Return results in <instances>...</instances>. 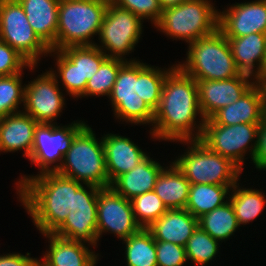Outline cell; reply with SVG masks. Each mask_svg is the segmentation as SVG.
<instances>
[{"label": "cell", "instance_id": "6da1fadb", "mask_svg": "<svg viewBox=\"0 0 266 266\" xmlns=\"http://www.w3.org/2000/svg\"><path fill=\"white\" fill-rule=\"evenodd\" d=\"M197 116L201 119H197ZM204 123L197 82L176 65L165 78L160 103L150 128L151 138L168 142L199 140Z\"/></svg>", "mask_w": 266, "mask_h": 266}, {"label": "cell", "instance_id": "7a4b0ae2", "mask_svg": "<svg viewBox=\"0 0 266 266\" xmlns=\"http://www.w3.org/2000/svg\"><path fill=\"white\" fill-rule=\"evenodd\" d=\"M176 66L158 68L129 59L119 70L112 92L113 114L122 122L152 126L167 74ZM167 69V70H166Z\"/></svg>", "mask_w": 266, "mask_h": 266}, {"label": "cell", "instance_id": "3957f363", "mask_svg": "<svg viewBox=\"0 0 266 266\" xmlns=\"http://www.w3.org/2000/svg\"><path fill=\"white\" fill-rule=\"evenodd\" d=\"M20 177L16 182L17 198L40 233H54L66 220L74 194L83 184L57 172Z\"/></svg>", "mask_w": 266, "mask_h": 266}, {"label": "cell", "instance_id": "277c9868", "mask_svg": "<svg viewBox=\"0 0 266 266\" xmlns=\"http://www.w3.org/2000/svg\"><path fill=\"white\" fill-rule=\"evenodd\" d=\"M92 128L85 124L74 136L58 174L84 185L109 188L102 137L99 140Z\"/></svg>", "mask_w": 266, "mask_h": 266}, {"label": "cell", "instance_id": "5b68a950", "mask_svg": "<svg viewBox=\"0 0 266 266\" xmlns=\"http://www.w3.org/2000/svg\"><path fill=\"white\" fill-rule=\"evenodd\" d=\"M187 47L186 61L176 65L195 80H225L241 74L227 37L219 29L193 41Z\"/></svg>", "mask_w": 266, "mask_h": 266}, {"label": "cell", "instance_id": "8992f818", "mask_svg": "<svg viewBox=\"0 0 266 266\" xmlns=\"http://www.w3.org/2000/svg\"><path fill=\"white\" fill-rule=\"evenodd\" d=\"M109 0H60L56 50L92 46L99 35Z\"/></svg>", "mask_w": 266, "mask_h": 266}, {"label": "cell", "instance_id": "52a82bcc", "mask_svg": "<svg viewBox=\"0 0 266 266\" xmlns=\"http://www.w3.org/2000/svg\"><path fill=\"white\" fill-rule=\"evenodd\" d=\"M219 11L211 0H186L164 8L154 25L168 38L184 40L189 45L218 29Z\"/></svg>", "mask_w": 266, "mask_h": 266}, {"label": "cell", "instance_id": "ba28073f", "mask_svg": "<svg viewBox=\"0 0 266 266\" xmlns=\"http://www.w3.org/2000/svg\"><path fill=\"white\" fill-rule=\"evenodd\" d=\"M177 142L187 144L188 149L173 163L190 184L235 185L240 181L242 170L230 159L211 151L201 140Z\"/></svg>", "mask_w": 266, "mask_h": 266}, {"label": "cell", "instance_id": "9c48e42d", "mask_svg": "<svg viewBox=\"0 0 266 266\" xmlns=\"http://www.w3.org/2000/svg\"><path fill=\"white\" fill-rule=\"evenodd\" d=\"M49 54L55 56L57 65V72L50 68V73L56 79H61L69 96L78 99L85 92L87 81L107 58V55L95 45L70 46L62 50H50Z\"/></svg>", "mask_w": 266, "mask_h": 266}, {"label": "cell", "instance_id": "30bf717a", "mask_svg": "<svg viewBox=\"0 0 266 266\" xmlns=\"http://www.w3.org/2000/svg\"><path fill=\"white\" fill-rule=\"evenodd\" d=\"M142 26L141 17L109 1L98 35L101 45L96 43L95 46L101 49L108 58L127 62L128 59L125 57L135 50V45L143 33Z\"/></svg>", "mask_w": 266, "mask_h": 266}, {"label": "cell", "instance_id": "8fae6325", "mask_svg": "<svg viewBox=\"0 0 266 266\" xmlns=\"http://www.w3.org/2000/svg\"><path fill=\"white\" fill-rule=\"evenodd\" d=\"M0 40L32 65H37L40 57L48 56L51 50L34 32L17 0H0Z\"/></svg>", "mask_w": 266, "mask_h": 266}, {"label": "cell", "instance_id": "7c38bea8", "mask_svg": "<svg viewBox=\"0 0 266 266\" xmlns=\"http://www.w3.org/2000/svg\"><path fill=\"white\" fill-rule=\"evenodd\" d=\"M258 128L259 124L240 123L227 126L213 124L206 119L199 140L211 151L230 159L243 171L246 154L250 152L252 159L255 153Z\"/></svg>", "mask_w": 266, "mask_h": 266}, {"label": "cell", "instance_id": "4fadbf2b", "mask_svg": "<svg viewBox=\"0 0 266 266\" xmlns=\"http://www.w3.org/2000/svg\"><path fill=\"white\" fill-rule=\"evenodd\" d=\"M85 124V121L74 120L71 124L64 126H58V124L37 125L29 161L39 167V174L56 172L59 169L75 134Z\"/></svg>", "mask_w": 266, "mask_h": 266}, {"label": "cell", "instance_id": "5bb4252c", "mask_svg": "<svg viewBox=\"0 0 266 266\" xmlns=\"http://www.w3.org/2000/svg\"><path fill=\"white\" fill-rule=\"evenodd\" d=\"M101 189L93 185H83L74 194L73 206L69 208L66 220L54 234L97 248V200Z\"/></svg>", "mask_w": 266, "mask_h": 266}, {"label": "cell", "instance_id": "9a60e30c", "mask_svg": "<svg viewBox=\"0 0 266 266\" xmlns=\"http://www.w3.org/2000/svg\"><path fill=\"white\" fill-rule=\"evenodd\" d=\"M59 83L61 82L47 70L28 84H24L22 111L32 116L39 124H57L56 119L61 116L66 104Z\"/></svg>", "mask_w": 266, "mask_h": 266}, {"label": "cell", "instance_id": "2e32d148", "mask_svg": "<svg viewBox=\"0 0 266 266\" xmlns=\"http://www.w3.org/2000/svg\"><path fill=\"white\" fill-rule=\"evenodd\" d=\"M141 229L137 223L132 204L111 187L102 188L97 200L98 241L102 234L110 232L120 240L127 239Z\"/></svg>", "mask_w": 266, "mask_h": 266}, {"label": "cell", "instance_id": "e0dca14e", "mask_svg": "<svg viewBox=\"0 0 266 266\" xmlns=\"http://www.w3.org/2000/svg\"><path fill=\"white\" fill-rule=\"evenodd\" d=\"M199 106L204 119H209L219 109L232 104L248 91L256 81L250 76L225 80H196Z\"/></svg>", "mask_w": 266, "mask_h": 266}, {"label": "cell", "instance_id": "ac0fdd59", "mask_svg": "<svg viewBox=\"0 0 266 266\" xmlns=\"http://www.w3.org/2000/svg\"><path fill=\"white\" fill-rule=\"evenodd\" d=\"M218 29L225 37L266 33V0L236 3L220 11Z\"/></svg>", "mask_w": 266, "mask_h": 266}, {"label": "cell", "instance_id": "d6986e66", "mask_svg": "<svg viewBox=\"0 0 266 266\" xmlns=\"http://www.w3.org/2000/svg\"><path fill=\"white\" fill-rule=\"evenodd\" d=\"M227 40L238 71L260 81L266 71V33L227 37Z\"/></svg>", "mask_w": 266, "mask_h": 266}, {"label": "cell", "instance_id": "ffe728a7", "mask_svg": "<svg viewBox=\"0 0 266 266\" xmlns=\"http://www.w3.org/2000/svg\"><path fill=\"white\" fill-rule=\"evenodd\" d=\"M42 235L49 239L50 245L43 258L38 260L40 266H96L99 255L89 249L90 245L54 233Z\"/></svg>", "mask_w": 266, "mask_h": 266}, {"label": "cell", "instance_id": "44dd1931", "mask_svg": "<svg viewBox=\"0 0 266 266\" xmlns=\"http://www.w3.org/2000/svg\"><path fill=\"white\" fill-rule=\"evenodd\" d=\"M102 142L110 183L121 174L131 171L148 156L130 138L119 134H104Z\"/></svg>", "mask_w": 266, "mask_h": 266}, {"label": "cell", "instance_id": "7402d4cb", "mask_svg": "<svg viewBox=\"0 0 266 266\" xmlns=\"http://www.w3.org/2000/svg\"><path fill=\"white\" fill-rule=\"evenodd\" d=\"M38 124L23 111L0 118V152L24 150L23 156L29 159Z\"/></svg>", "mask_w": 266, "mask_h": 266}, {"label": "cell", "instance_id": "603a6c76", "mask_svg": "<svg viewBox=\"0 0 266 266\" xmlns=\"http://www.w3.org/2000/svg\"><path fill=\"white\" fill-rule=\"evenodd\" d=\"M209 120L213 124L227 126L240 123L260 124L264 120L260 81H257L238 100L215 112Z\"/></svg>", "mask_w": 266, "mask_h": 266}, {"label": "cell", "instance_id": "cb8c5ba5", "mask_svg": "<svg viewBox=\"0 0 266 266\" xmlns=\"http://www.w3.org/2000/svg\"><path fill=\"white\" fill-rule=\"evenodd\" d=\"M197 227L198 218L183 208L168 209L147 229L155 241L171 242L185 247Z\"/></svg>", "mask_w": 266, "mask_h": 266}, {"label": "cell", "instance_id": "d4e9b609", "mask_svg": "<svg viewBox=\"0 0 266 266\" xmlns=\"http://www.w3.org/2000/svg\"><path fill=\"white\" fill-rule=\"evenodd\" d=\"M159 161L153 160L149 155L131 171L118 176L112 183L111 188L127 200L153 191L157 178L164 169Z\"/></svg>", "mask_w": 266, "mask_h": 266}, {"label": "cell", "instance_id": "484cf974", "mask_svg": "<svg viewBox=\"0 0 266 266\" xmlns=\"http://www.w3.org/2000/svg\"><path fill=\"white\" fill-rule=\"evenodd\" d=\"M17 1L22 6L34 32L51 50H56L60 0Z\"/></svg>", "mask_w": 266, "mask_h": 266}, {"label": "cell", "instance_id": "4316f807", "mask_svg": "<svg viewBox=\"0 0 266 266\" xmlns=\"http://www.w3.org/2000/svg\"><path fill=\"white\" fill-rule=\"evenodd\" d=\"M190 182L178 167L171 162L159 174L154 192L167 209H183L188 201Z\"/></svg>", "mask_w": 266, "mask_h": 266}, {"label": "cell", "instance_id": "83f0119b", "mask_svg": "<svg viewBox=\"0 0 266 266\" xmlns=\"http://www.w3.org/2000/svg\"><path fill=\"white\" fill-rule=\"evenodd\" d=\"M233 186L234 185L190 184L188 201L185 209L194 217L200 218L202 215L226 203Z\"/></svg>", "mask_w": 266, "mask_h": 266}, {"label": "cell", "instance_id": "f1b7e54d", "mask_svg": "<svg viewBox=\"0 0 266 266\" xmlns=\"http://www.w3.org/2000/svg\"><path fill=\"white\" fill-rule=\"evenodd\" d=\"M239 184L237 182L232 187L229 201L234 208L238 224L241 226L254 221L263 212L266 206V196L259 189L243 188Z\"/></svg>", "mask_w": 266, "mask_h": 266}, {"label": "cell", "instance_id": "f546056e", "mask_svg": "<svg viewBox=\"0 0 266 266\" xmlns=\"http://www.w3.org/2000/svg\"><path fill=\"white\" fill-rule=\"evenodd\" d=\"M198 226L220 243L228 240L240 227L229 199L198 218Z\"/></svg>", "mask_w": 266, "mask_h": 266}, {"label": "cell", "instance_id": "4dcf8cb0", "mask_svg": "<svg viewBox=\"0 0 266 266\" xmlns=\"http://www.w3.org/2000/svg\"><path fill=\"white\" fill-rule=\"evenodd\" d=\"M122 242L125 244L127 266H158L156 241L147 228H141Z\"/></svg>", "mask_w": 266, "mask_h": 266}, {"label": "cell", "instance_id": "1f68e13d", "mask_svg": "<svg viewBox=\"0 0 266 266\" xmlns=\"http://www.w3.org/2000/svg\"><path fill=\"white\" fill-rule=\"evenodd\" d=\"M126 63L121 59L106 58L98 71L87 81L85 92L79 97H109L120 68Z\"/></svg>", "mask_w": 266, "mask_h": 266}, {"label": "cell", "instance_id": "d6a6232c", "mask_svg": "<svg viewBox=\"0 0 266 266\" xmlns=\"http://www.w3.org/2000/svg\"><path fill=\"white\" fill-rule=\"evenodd\" d=\"M220 245L218 240L198 226L185 246L187 261H191L197 266H206L217 257Z\"/></svg>", "mask_w": 266, "mask_h": 266}, {"label": "cell", "instance_id": "836d02e7", "mask_svg": "<svg viewBox=\"0 0 266 266\" xmlns=\"http://www.w3.org/2000/svg\"><path fill=\"white\" fill-rule=\"evenodd\" d=\"M22 74L0 76V118L22 111L19 109L21 104L24 105L25 95Z\"/></svg>", "mask_w": 266, "mask_h": 266}, {"label": "cell", "instance_id": "e575fe53", "mask_svg": "<svg viewBox=\"0 0 266 266\" xmlns=\"http://www.w3.org/2000/svg\"><path fill=\"white\" fill-rule=\"evenodd\" d=\"M130 201L135 219L141 228L149 227L168 210L154 190L136 196Z\"/></svg>", "mask_w": 266, "mask_h": 266}, {"label": "cell", "instance_id": "d590c367", "mask_svg": "<svg viewBox=\"0 0 266 266\" xmlns=\"http://www.w3.org/2000/svg\"><path fill=\"white\" fill-rule=\"evenodd\" d=\"M120 8L126 9L141 17L150 20L154 25L160 20L163 8L159 0H111Z\"/></svg>", "mask_w": 266, "mask_h": 266}, {"label": "cell", "instance_id": "8d00e7d4", "mask_svg": "<svg viewBox=\"0 0 266 266\" xmlns=\"http://www.w3.org/2000/svg\"><path fill=\"white\" fill-rule=\"evenodd\" d=\"M37 66L30 64L15 49L0 40V76L22 73L27 67L32 71Z\"/></svg>", "mask_w": 266, "mask_h": 266}, {"label": "cell", "instance_id": "74e56055", "mask_svg": "<svg viewBox=\"0 0 266 266\" xmlns=\"http://www.w3.org/2000/svg\"><path fill=\"white\" fill-rule=\"evenodd\" d=\"M156 258L158 266H184L188 262L184 246L165 241H156Z\"/></svg>", "mask_w": 266, "mask_h": 266}, {"label": "cell", "instance_id": "f35d334b", "mask_svg": "<svg viewBox=\"0 0 266 266\" xmlns=\"http://www.w3.org/2000/svg\"><path fill=\"white\" fill-rule=\"evenodd\" d=\"M251 161L256 169L266 171V120L257 129L255 153Z\"/></svg>", "mask_w": 266, "mask_h": 266}, {"label": "cell", "instance_id": "ab89813d", "mask_svg": "<svg viewBox=\"0 0 266 266\" xmlns=\"http://www.w3.org/2000/svg\"><path fill=\"white\" fill-rule=\"evenodd\" d=\"M37 258L30 257V253L23 255L21 253H7L0 255V266H37Z\"/></svg>", "mask_w": 266, "mask_h": 266}, {"label": "cell", "instance_id": "60d3db41", "mask_svg": "<svg viewBox=\"0 0 266 266\" xmlns=\"http://www.w3.org/2000/svg\"><path fill=\"white\" fill-rule=\"evenodd\" d=\"M260 92L262 96L263 119L266 120V87L261 82Z\"/></svg>", "mask_w": 266, "mask_h": 266}, {"label": "cell", "instance_id": "b9f144b4", "mask_svg": "<svg viewBox=\"0 0 266 266\" xmlns=\"http://www.w3.org/2000/svg\"><path fill=\"white\" fill-rule=\"evenodd\" d=\"M184 1L186 0H159L163 9L171 6H176Z\"/></svg>", "mask_w": 266, "mask_h": 266}, {"label": "cell", "instance_id": "7bdbcfd3", "mask_svg": "<svg viewBox=\"0 0 266 266\" xmlns=\"http://www.w3.org/2000/svg\"><path fill=\"white\" fill-rule=\"evenodd\" d=\"M260 82L266 87V71L264 73L263 78L260 80Z\"/></svg>", "mask_w": 266, "mask_h": 266}]
</instances>
